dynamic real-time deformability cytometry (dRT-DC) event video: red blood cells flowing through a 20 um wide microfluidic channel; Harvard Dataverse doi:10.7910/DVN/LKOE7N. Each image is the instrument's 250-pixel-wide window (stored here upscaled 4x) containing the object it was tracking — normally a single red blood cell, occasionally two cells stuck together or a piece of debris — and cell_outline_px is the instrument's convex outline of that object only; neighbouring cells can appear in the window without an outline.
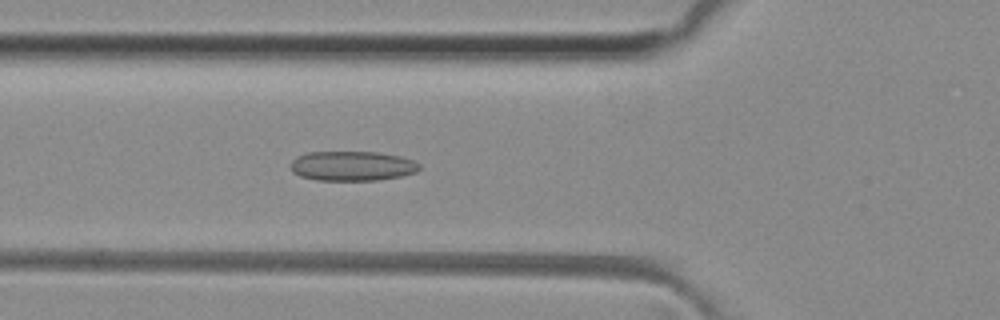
{"species": "common noctule bat (a hibernating species)", "species_latin": "Nyctalus noctula", "temperature_condition": "room temperature", "stored_images_in_passage": 34, "camera_frame_rate_fps": 3000, "um_per_image_px": 0.085, "animal": {"sex": "female", "body_mass_g": 29.2, "forearm_length_mm": 56.3}, "frame": {"image": 1, "passage_image": 8, "time_ms": 2.333, "image_size_px": [1000, 320], "cell_outline_px": [[420, 168], [416, 172], [400, 176], [376, 180], [316, 180], [300, 176], [292, 172], [292, 160], [296, 156], [308, 152], [376, 152], [400, 156], [412, 160], [420, 164]], "centroid_in_image_um": [29.92, 14.1], "position_along_channel_um": 95.9, "area_um2": 22.2}}
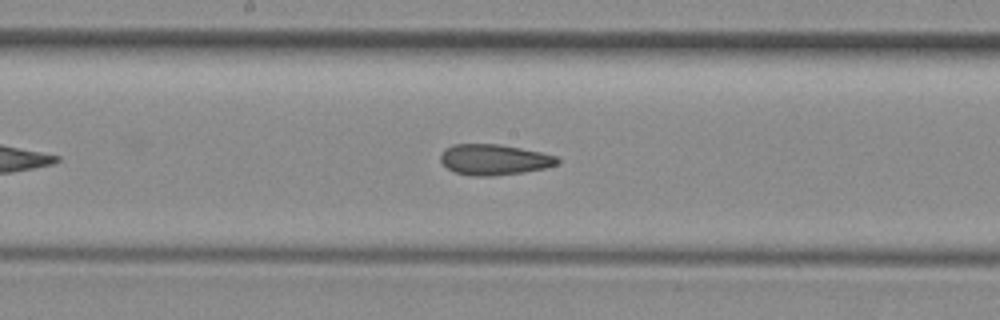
{"frame": {"image": 2, "passage_image": 16, "time_ms": 5.0, "image_size_px": [1000, 320], "cell_outline_px": [[560, 164], [544, 168], [524, 172], [492, 176], [472, 176], [456, 172], [448, 168], [440, 160], [440, 156], [444, 148], [452, 144], [500, 144], [540, 152], [556, 156], [560, 160]], "centroid_in_image_um": [42.0, 13.56], "position_along_channel_um": 206.2, "area_um2": 20.92}}
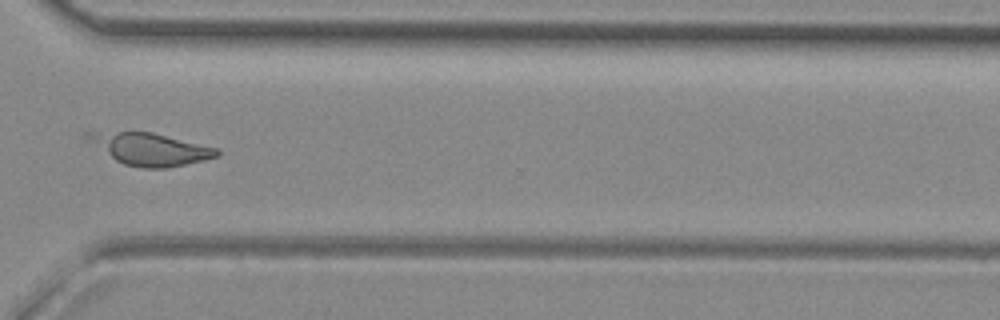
{"frame": {"image": 3, "passage_image": 27, "time_ms": 8.667, "image_size_px": [1000, 320], "cell_outline_px": [[220, 156], [204, 160], [164, 168], [144, 168], [124, 164], [116, 160], [88, 140], [84, 136], [84, 132], [152, 132], [220, 148]], "centroid_in_image_um": [12.83, 12.66], "position_along_channel_um": 357.8, "area_um2": 23.99}, "authors_computed_cell_mechanics": {"area_um2": 21.1548, "velocity_mm_per_s": 4.1266, "shape_relaxation_time_tau1_ms": 6.6408, "shape_relaxation_time_tau2_ms": 2.9132, "deformation_change_tau1": 0.1133, "deformation_change_tau2": 0.1081}}